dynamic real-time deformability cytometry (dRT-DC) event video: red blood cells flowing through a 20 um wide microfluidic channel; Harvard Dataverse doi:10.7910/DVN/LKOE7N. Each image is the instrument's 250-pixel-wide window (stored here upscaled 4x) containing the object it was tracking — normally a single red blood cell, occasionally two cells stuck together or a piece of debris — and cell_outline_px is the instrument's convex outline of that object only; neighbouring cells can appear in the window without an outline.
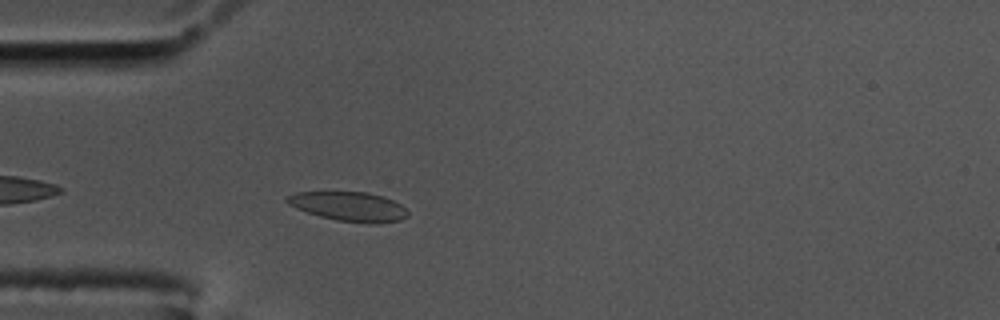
{"species": "common noctule bat (a hibernating species)", "species_latin": "Nyctalus noctula", "temperature_condition": "cold", "stored_images_in_passage": 46, "camera_frame_rate_fps": 3000, "um_per_image_px": 0.085, "animal": {"sex": "male", "body_mass_g": 17.5, "forearm_length_mm": 52.3}, "frame": {"image": 1, "passage_image": 4, "time_ms": 1.0, "image_size_px": [1000, 320], "cell_outline_px": [[408, 216], [400, 220], [376, 224], [368, 224], [336, 220], [320, 216], [296, 208], [288, 204], [284, 200], [284, 196], [296, 192], [368, 192], [392, 200], [400, 204], [408, 212]], "centroid_in_image_um": [29.63, 17.55], "position_along_channel_um": 55.4, "area_um2": 20.69}}
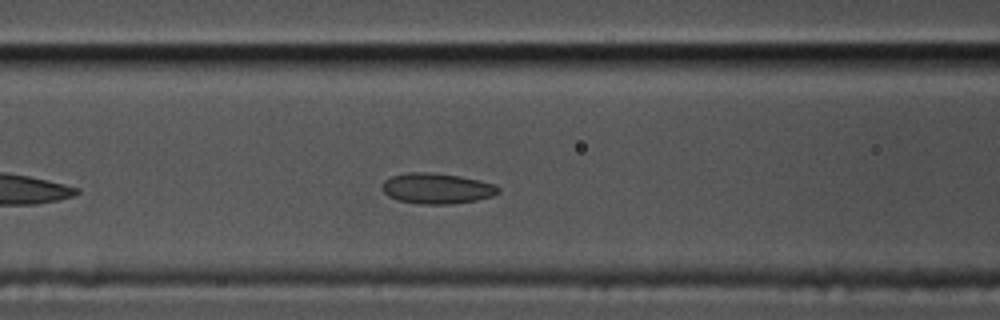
{"frame": {"image": 2, "passage_image": 11, "time_ms": 3.333, "image_size_px": [1000, 320], "cell_outline_px": [[500, 192], [492, 196], [476, 200], [448, 204], [420, 204], [400, 200], [388, 196], [380, 188], [384, 180], [392, 176], [408, 172], [432, 172], [460, 176], [480, 180], [492, 184], [500, 188]], "centroid_in_image_um": [37.11, 16.01], "position_along_channel_um": 129.5, "area_um2": 20.69}}
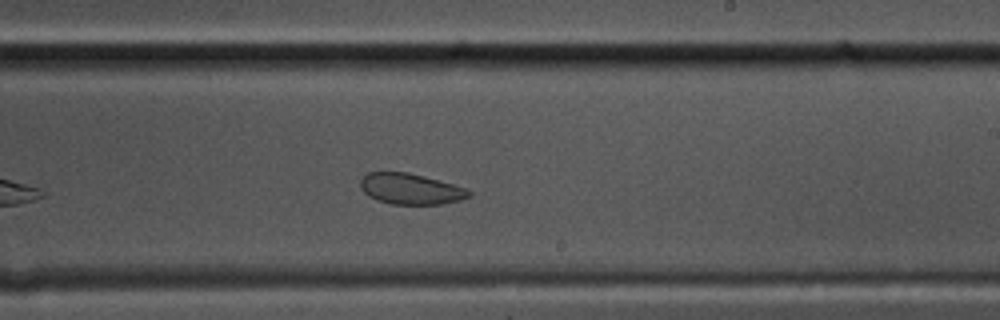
{"frame": {"image": 3, "passage_image": 22, "time_ms": 7.0, "image_size_px": [1000, 320], "cell_outline_px": [[472, 196], [460, 200], [440, 204], [392, 204], [376, 200], [368, 196], [360, 188], [360, 180], [368, 172], [408, 172], [424, 176], [468, 188], [472, 192]], "centroid_in_image_um": [34.91, 16.06], "position_along_channel_um": 254.1, "area_um2": 19.65}, "authors_computed_cell_mechanics": {"area_um2": 20.9814, "velocity_mm_per_s": 3.4055, "shape_relaxation_time_tau1_ms": null, "shape_relaxation_time_tau2_ms": 1.6449, "deformation_change_tau1": null, "deformation_change_tau2": 0.0601}}